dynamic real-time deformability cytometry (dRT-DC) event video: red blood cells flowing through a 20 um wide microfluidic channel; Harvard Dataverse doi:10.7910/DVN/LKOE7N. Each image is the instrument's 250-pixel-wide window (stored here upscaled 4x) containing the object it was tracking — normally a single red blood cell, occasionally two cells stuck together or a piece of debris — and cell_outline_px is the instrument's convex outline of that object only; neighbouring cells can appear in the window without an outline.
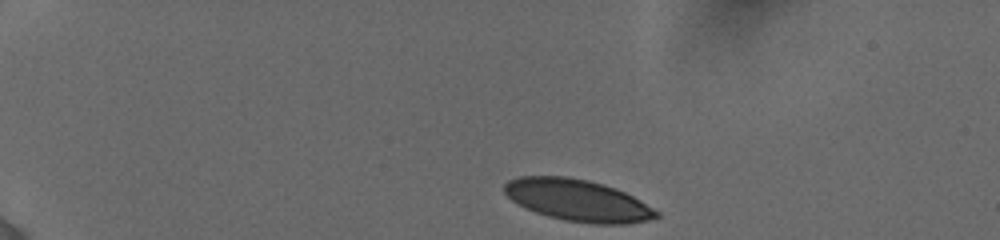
{"species": "human", "species_latin": "Homo sapiens", "temperature_condition": "cold", "stored_images_in_passage": 26, "camera_frame_rate_fps": 3000, "um_per_image_px": 0.085, "donor": {"sex": "female"}, "frame": {"image": 1, "passage_image": 1, "time_ms": 0.0, "image_size_px": [1000, 240], "cell_outline_px": [[660, 216], [648, 220], [628, 224], [596, 224], [564, 220], [548, 216], [524, 208], [512, 200], [504, 192], [504, 184], [508, 180], [520, 176], [568, 176], [588, 180], [616, 188], [632, 196], [660, 212]], "centroid_in_image_um": [49.1, 17.02], "position_along_channel_um": 35.9, "area_um2": 36.93}}
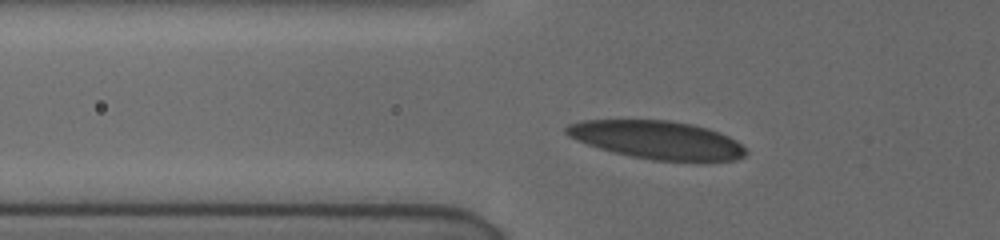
{"frame": {"image": 2, "passage_image": 19, "time_ms": 3.0, "image_size_px": [1000, 240], "cell_outline_px": [[748, 152], [744, 156], [736, 160], [652, 160], [632, 156], [600, 148], [576, 140], [568, 136], [564, 132], [564, 128], [568, 124], [580, 120], [668, 120], [692, 124], [708, 128], [728, 136], [736, 140], [748, 148]], "centroid_in_image_um": [55.86, 11.87], "position_along_channel_um": 69.9, "area_um2": 39.71}}
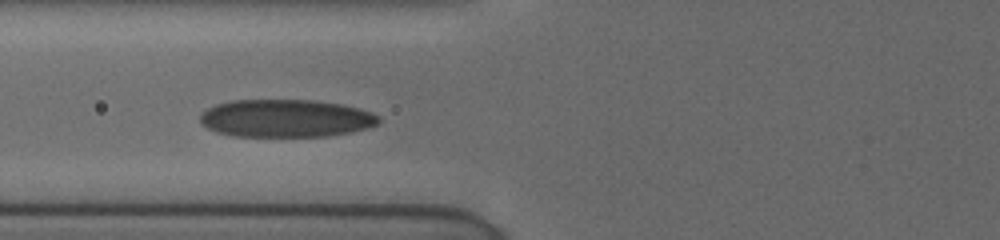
{"frame": {"image": 3, "passage_image": 25, "time_ms": 4.0, "image_size_px": [1000, 240], "cell_outline_px": [[380, 120], [376, 124], [368, 128], [352, 132], [328, 136], [232, 136], [216, 132], [200, 124], [200, 112], [216, 104], [232, 100], [312, 100], [340, 104], [360, 108], [372, 112], [380, 116]], "centroid_in_image_um": [24.28, 10.06], "position_along_channel_um": 101.5, "area_um2": 39.54}}